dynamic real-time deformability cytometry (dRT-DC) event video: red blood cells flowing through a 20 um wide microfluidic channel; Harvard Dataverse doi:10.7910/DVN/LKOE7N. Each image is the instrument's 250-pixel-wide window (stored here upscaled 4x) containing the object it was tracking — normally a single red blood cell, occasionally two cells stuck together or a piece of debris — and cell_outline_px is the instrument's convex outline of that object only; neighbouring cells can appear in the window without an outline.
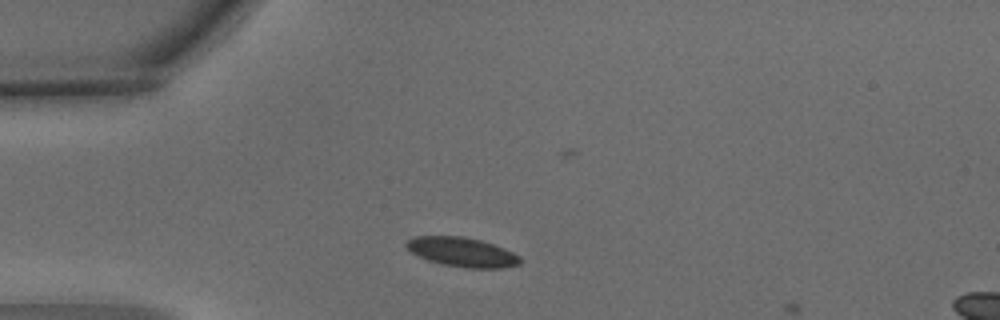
{"species": "common noctule bat (a hibernating species)", "species_latin": "Nyctalus noctula", "temperature_condition": "warm", "stored_images_in_passage": 1, "camera_frame_rate_fps": 3000, "um_per_image_px": 0.085, "animal": {"sex": "male", "body_mass_g": 15.6}, "frame": {"image": 1, "passage_image": 1, "time_ms": 0.0, "image_size_px": [1000, 320], "cell_outline_px": [[520, 264], [504, 268], [464, 268], [444, 264], [428, 260], [416, 256], [404, 244], [408, 240], [416, 236], [464, 236], [480, 240], [504, 248], [520, 256]], "centroid_in_image_um": [39.28, 21.43], "position_along_channel_um": 45.7, "area_um2": 19.42}}